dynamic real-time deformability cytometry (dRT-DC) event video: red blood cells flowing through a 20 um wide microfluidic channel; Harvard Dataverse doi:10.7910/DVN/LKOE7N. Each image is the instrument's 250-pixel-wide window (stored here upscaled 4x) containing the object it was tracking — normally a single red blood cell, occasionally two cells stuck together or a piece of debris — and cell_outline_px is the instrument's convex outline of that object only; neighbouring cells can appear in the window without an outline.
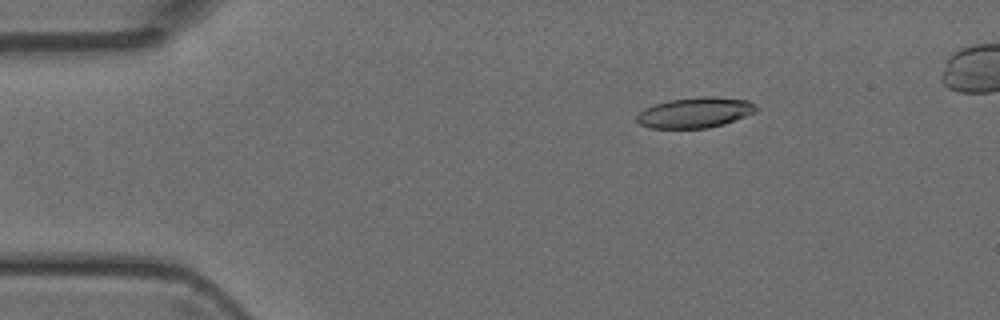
{"species": "Egyptian fruit bat (a non-hibernating species)", "species_latin": "Rousettus aegyptiacus", "temperature_condition": "room temperature", "stored_images_in_passage": 44, "camera_frame_rate_fps": 3000, "um_per_image_px": 0.085, "animal": {"sex": "female"}, "frame": {"image": 1, "passage_image": 3, "time_ms": 0.667, "image_size_px": [1000, 320], "cell_outline_px": [[756, 112], [724, 124], [708, 128], [648, 128], [640, 124], [636, 120], [636, 116], [644, 108], [652, 104], [668, 100], [700, 96], [716, 96], [748, 100], [756, 108]], "centroid_in_image_um": [59.04, 9.56], "position_along_channel_um": 26.0, "area_um2": 21.33}}
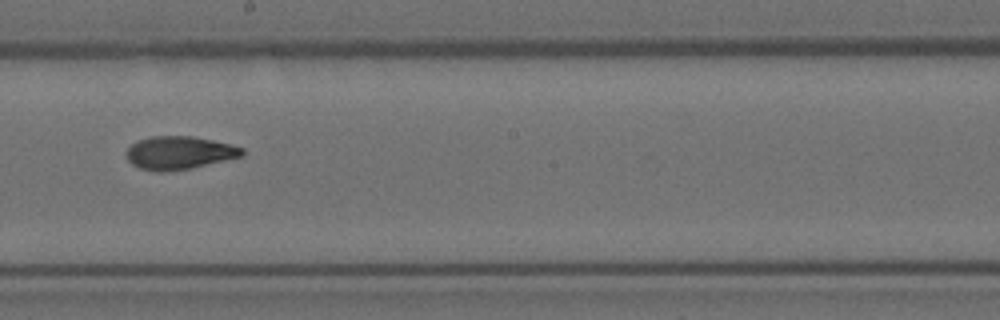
{"frame": {"image": 2, "passage_image": 23, "time_ms": 7.333, "image_size_px": [1000, 320], "cell_outline_px": [[244, 156], [192, 168], [160, 172], [156, 172], [140, 168], [132, 164], [128, 160], [128, 148], [132, 144], [140, 140], [152, 136], [192, 136], [212, 140], [244, 148]], "centroid_in_image_um": [15.27, 12.99], "position_along_channel_um": 232.9, "area_um2": 22.14}}
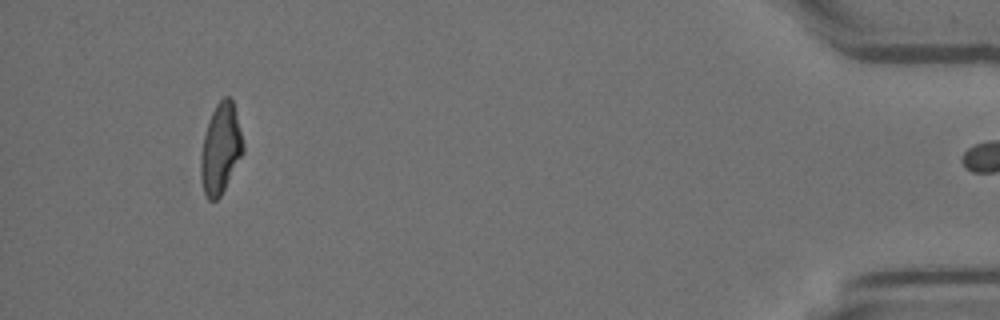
{"frame": {"image": 3, "passage_image": 42, "time_ms": 13.667, "image_size_px": [1000, 320], "cell_outline_px": [[244, 152], [220, 196], [216, 200], [208, 200], [204, 192], [200, 180], [200, 156], [204, 136], [208, 120], [216, 104], [224, 96], [228, 96], [232, 100], [244, 144]], "centroid_in_image_um": [18.73, 12.65], "position_along_channel_um": 416.5, "area_um2": 22.14}}